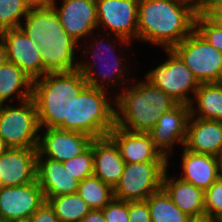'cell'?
Here are the masks:
<instances>
[{
    "label": "cell",
    "instance_id": "19",
    "mask_svg": "<svg viewBox=\"0 0 222 222\" xmlns=\"http://www.w3.org/2000/svg\"><path fill=\"white\" fill-rule=\"evenodd\" d=\"M183 147L193 153L217 156L222 152V121L190 115Z\"/></svg>",
    "mask_w": 222,
    "mask_h": 222
},
{
    "label": "cell",
    "instance_id": "15",
    "mask_svg": "<svg viewBox=\"0 0 222 222\" xmlns=\"http://www.w3.org/2000/svg\"><path fill=\"white\" fill-rule=\"evenodd\" d=\"M37 148H9L0 155V187L20 186L37 180Z\"/></svg>",
    "mask_w": 222,
    "mask_h": 222
},
{
    "label": "cell",
    "instance_id": "3",
    "mask_svg": "<svg viewBox=\"0 0 222 222\" xmlns=\"http://www.w3.org/2000/svg\"><path fill=\"white\" fill-rule=\"evenodd\" d=\"M128 88L115 96V126L128 131L147 133L165 112L179 104L146 80Z\"/></svg>",
    "mask_w": 222,
    "mask_h": 222
},
{
    "label": "cell",
    "instance_id": "22",
    "mask_svg": "<svg viewBox=\"0 0 222 222\" xmlns=\"http://www.w3.org/2000/svg\"><path fill=\"white\" fill-rule=\"evenodd\" d=\"M167 172L166 169L162 179V189L172 202L192 219L205 217L204 190L180 178H172Z\"/></svg>",
    "mask_w": 222,
    "mask_h": 222
},
{
    "label": "cell",
    "instance_id": "37",
    "mask_svg": "<svg viewBox=\"0 0 222 222\" xmlns=\"http://www.w3.org/2000/svg\"><path fill=\"white\" fill-rule=\"evenodd\" d=\"M28 10H38L50 8L53 0H23Z\"/></svg>",
    "mask_w": 222,
    "mask_h": 222
},
{
    "label": "cell",
    "instance_id": "27",
    "mask_svg": "<svg viewBox=\"0 0 222 222\" xmlns=\"http://www.w3.org/2000/svg\"><path fill=\"white\" fill-rule=\"evenodd\" d=\"M152 222H190L192 219L183 213L161 189L146 199Z\"/></svg>",
    "mask_w": 222,
    "mask_h": 222
},
{
    "label": "cell",
    "instance_id": "13",
    "mask_svg": "<svg viewBox=\"0 0 222 222\" xmlns=\"http://www.w3.org/2000/svg\"><path fill=\"white\" fill-rule=\"evenodd\" d=\"M51 7L65 31L77 43L98 28L96 0H62L61 7L53 0Z\"/></svg>",
    "mask_w": 222,
    "mask_h": 222
},
{
    "label": "cell",
    "instance_id": "39",
    "mask_svg": "<svg viewBox=\"0 0 222 222\" xmlns=\"http://www.w3.org/2000/svg\"><path fill=\"white\" fill-rule=\"evenodd\" d=\"M213 27L222 31V15L220 14H201Z\"/></svg>",
    "mask_w": 222,
    "mask_h": 222
},
{
    "label": "cell",
    "instance_id": "2",
    "mask_svg": "<svg viewBox=\"0 0 222 222\" xmlns=\"http://www.w3.org/2000/svg\"><path fill=\"white\" fill-rule=\"evenodd\" d=\"M20 28L40 48L42 76L48 72L72 71L78 68L74 62L75 50L80 46L65 31L55 10H29ZM24 25V26H23Z\"/></svg>",
    "mask_w": 222,
    "mask_h": 222
},
{
    "label": "cell",
    "instance_id": "16",
    "mask_svg": "<svg viewBox=\"0 0 222 222\" xmlns=\"http://www.w3.org/2000/svg\"><path fill=\"white\" fill-rule=\"evenodd\" d=\"M104 40H99L98 38H96V40L92 41L96 44V47L93 45V54H92V58L95 60L93 63H91L90 61L88 62H85V60L82 62V61H79L78 62V70L81 72V74L85 77V80H86V83L91 86V87H95L97 89H103V90H106L108 91L107 89V86L105 85L106 83H110L113 85V88L114 86H118V82L119 83H126V79L125 76V70H127V67H125V65L123 66V63L121 62V60L119 59V57H113L114 59H111V58H106L105 56L110 52V50L113 48L111 47V40L107 41V43L109 44L108 46L106 44H103ZM107 47V48H106ZM98 48V49H97ZM95 49V50H94ZM104 52H106L105 54V61L104 62H101L103 65L102 66H105L103 67L104 69H100L101 71H98L97 72V69L95 70V65L97 64L96 60H98L99 62V59L102 61L101 59V55L103 53L102 50ZM114 49H112V51L109 53L110 56L111 54L113 55ZM107 59V60H106ZM108 59L112 60L111 63L109 65V61ZM90 62V63H89ZM112 65V66H111ZM111 66V68L109 67ZM99 70V69H98ZM98 74V75H97Z\"/></svg>",
    "mask_w": 222,
    "mask_h": 222
},
{
    "label": "cell",
    "instance_id": "31",
    "mask_svg": "<svg viewBox=\"0 0 222 222\" xmlns=\"http://www.w3.org/2000/svg\"><path fill=\"white\" fill-rule=\"evenodd\" d=\"M205 217L218 220L222 216V180L217 179L204 191Z\"/></svg>",
    "mask_w": 222,
    "mask_h": 222
},
{
    "label": "cell",
    "instance_id": "21",
    "mask_svg": "<svg viewBox=\"0 0 222 222\" xmlns=\"http://www.w3.org/2000/svg\"><path fill=\"white\" fill-rule=\"evenodd\" d=\"M93 157V175L114 188L124 172L125 165L115 142L109 136L93 139Z\"/></svg>",
    "mask_w": 222,
    "mask_h": 222
},
{
    "label": "cell",
    "instance_id": "20",
    "mask_svg": "<svg viewBox=\"0 0 222 222\" xmlns=\"http://www.w3.org/2000/svg\"><path fill=\"white\" fill-rule=\"evenodd\" d=\"M37 182L44 198L77 193L79 181L65 169L62 162L37 158Z\"/></svg>",
    "mask_w": 222,
    "mask_h": 222
},
{
    "label": "cell",
    "instance_id": "26",
    "mask_svg": "<svg viewBox=\"0 0 222 222\" xmlns=\"http://www.w3.org/2000/svg\"><path fill=\"white\" fill-rule=\"evenodd\" d=\"M60 222H80L91 208L78 193L45 198Z\"/></svg>",
    "mask_w": 222,
    "mask_h": 222
},
{
    "label": "cell",
    "instance_id": "5",
    "mask_svg": "<svg viewBox=\"0 0 222 222\" xmlns=\"http://www.w3.org/2000/svg\"><path fill=\"white\" fill-rule=\"evenodd\" d=\"M78 69L48 72L33 80L32 98L37 107L40 130L59 128L64 130V101L76 97L87 86Z\"/></svg>",
    "mask_w": 222,
    "mask_h": 222
},
{
    "label": "cell",
    "instance_id": "4",
    "mask_svg": "<svg viewBox=\"0 0 222 222\" xmlns=\"http://www.w3.org/2000/svg\"><path fill=\"white\" fill-rule=\"evenodd\" d=\"M107 96L106 90L89 85L78 96H69L64 101V130L94 139L108 136L115 126V100Z\"/></svg>",
    "mask_w": 222,
    "mask_h": 222
},
{
    "label": "cell",
    "instance_id": "8",
    "mask_svg": "<svg viewBox=\"0 0 222 222\" xmlns=\"http://www.w3.org/2000/svg\"><path fill=\"white\" fill-rule=\"evenodd\" d=\"M164 51L168 53V58L145 74V80L159 87L179 104L190 105L193 99L189 97V92L194 96L200 83L172 49Z\"/></svg>",
    "mask_w": 222,
    "mask_h": 222
},
{
    "label": "cell",
    "instance_id": "14",
    "mask_svg": "<svg viewBox=\"0 0 222 222\" xmlns=\"http://www.w3.org/2000/svg\"><path fill=\"white\" fill-rule=\"evenodd\" d=\"M190 106L178 104L168 112H165L157 124L147 133L150 135L155 147L167 159L174 144L184 146L187 136V125L190 118Z\"/></svg>",
    "mask_w": 222,
    "mask_h": 222
},
{
    "label": "cell",
    "instance_id": "18",
    "mask_svg": "<svg viewBox=\"0 0 222 222\" xmlns=\"http://www.w3.org/2000/svg\"><path fill=\"white\" fill-rule=\"evenodd\" d=\"M108 136L119 148L125 163L169 162L155 147L148 133L132 132L114 126Z\"/></svg>",
    "mask_w": 222,
    "mask_h": 222
},
{
    "label": "cell",
    "instance_id": "6",
    "mask_svg": "<svg viewBox=\"0 0 222 222\" xmlns=\"http://www.w3.org/2000/svg\"><path fill=\"white\" fill-rule=\"evenodd\" d=\"M40 125L31 97L17 107L0 104V136L9 148H37Z\"/></svg>",
    "mask_w": 222,
    "mask_h": 222
},
{
    "label": "cell",
    "instance_id": "24",
    "mask_svg": "<svg viewBox=\"0 0 222 222\" xmlns=\"http://www.w3.org/2000/svg\"><path fill=\"white\" fill-rule=\"evenodd\" d=\"M33 80L16 64L7 61L0 68V104L18 99V103L32 97ZM17 94V95H16ZM13 96V97H12Z\"/></svg>",
    "mask_w": 222,
    "mask_h": 222
},
{
    "label": "cell",
    "instance_id": "47",
    "mask_svg": "<svg viewBox=\"0 0 222 222\" xmlns=\"http://www.w3.org/2000/svg\"><path fill=\"white\" fill-rule=\"evenodd\" d=\"M217 221L218 222H222V216Z\"/></svg>",
    "mask_w": 222,
    "mask_h": 222
},
{
    "label": "cell",
    "instance_id": "25",
    "mask_svg": "<svg viewBox=\"0 0 222 222\" xmlns=\"http://www.w3.org/2000/svg\"><path fill=\"white\" fill-rule=\"evenodd\" d=\"M189 106L191 116L222 121V82L200 83Z\"/></svg>",
    "mask_w": 222,
    "mask_h": 222
},
{
    "label": "cell",
    "instance_id": "30",
    "mask_svg": "<svg viewBox=\"0 0 222 222\" xmlns=\"http://www.w3.org/2000/svg\"><path fill=\"white\" fill-rule=\"evenodd\" d=\"M63 165L79 182L92 176L94 172L93 140L84 152L63 162Z\"/></svg>",
    "mask_w": 222,
    "mask_h": 222
},
{
    "label": "cell",
    "instance_id": "33",
    "mask_svg": "<svg viewBox=\"0 0 222 222\" xmlns=\"http://www.w3.org/2000/svg\"><path fill=\"white\" fill-rule=\"evenodd\" d=\"M102 212L107 222H129V201L113 198Z\"/></svg>",
    "mask_w": 222,
    "mask_h": 222
},
{
    "label": "cell",
    "instance_id": "45",
    "mask_svg": "<svg viewBox=\"0 0 222 222\" xmlns=\"http://www.w3.org/2000/svg\"><path fill=\"white\" fill-rule=\"evenodd\" d=\"M4 30L0 27V39H2Z\"/></svg>",
    "mask_w": 222,
    "mask_h": 222
},
{
    "label": "cell",
    "instance_id": "9",
    "mask_svg": "<svg viewBox=\"0 0 222 222\" xmlns=\"http://www.w3.org/2000/svg\"><path fill=\"white\" fill-rule=\"evenodd\" d=\"M168 162L125 163L124 172L113 188L114 198L124 201L146 200L162 189Z\"/></svg>",
    "mask_w": 222,
    "mask_h": 222
},
{
    "label": "cell",
    "instance_id": "29",
    "mask_svg": "<svg viewBox=\"0 0 222 222\" xmlns=\"http://www.w3.org/2000/svg\"><path fill=\"white\" fill-rule=\"evenodd\" d=\"M28 12L23 0H0V27L3 30L20 27L21 18Z\"/></svg>",
    "mask_w": 222,
    "mask_h": 222
},
{
    "label": "cell",
    "instance_id": "7",
    "mask_svg": "<svg viewBox=\"0 0 222 222\" xmlns=\"http://www.w3.org/2000/svg\"><path fill=\"white\" fill-rule=\"evenodd\" d=\"M172 50L199 83L222 82V52L214 48L195 29Z\"/></svg>",
    "mask_w": 222,
    "mask_h": 222
},
{
    "label": "cell",
    "instance_id": "12",
    "mask_svg": "<svg viewBox=\"0 0 222 222\" xmlns=\"http://www.w3.org/2000/svg\"><path fill=\"white\" fill-rule=\"evenodd\" d=\"M93 139L80 132L45 128L44 135H39L37 158H49L63 163L84 152Z\"/></svg>",
    "mask_w": 222,
    "mask_h": 222
},
{
    "label": "cell",
    "instance_id": "11",
    "mask_svg": "<svg viewBox=\"0 0 222 222\" xmlns=\"http://www.w3.org/2000/svg\"><path fill=\"white\" fill-rule=\"evenodd\" d=\"M45 201L37 180L12 187H0V220H27Z\"/></svg>",
    "mask_w": 222,
    "mask_h": 222
},
{
    "label": "cell",
    "instance_id": "43",
    "mask_svg": "<svg viewBox=\"0 0 222 222\" xmlns=\"http://www.w3.org/2000/svg\"><path fill=\"white\" fill-rule=\"evenodd\" d=\"M9 146L5 143V140L0 136V155L6 152Z\"/></svg>",
    "mask_w": 222,
    "mask_h": 222
},
{
    "label": "cell",
    "instance_id": "40",
    "mask_svg": "<svg viewBox=\"0 0 222 222\" xmlns=\"http://www.w3.org/2000/svg\"><path fill=\"white\" fill-rule=\"evenodd\" d=\"M7 61H8L7 48H6L5 42L2 39H0V68Z\"/></svg>",
    "mask_w": 222,
    "mask_h": 222
},
{
    "label": "cell",
    "instance_id": "38",
    "mask_svg": "<svg viewBox=\"0 0 222 222\" xmlns=\"http://www.w3.org/2000/svg\"><path fill=\"white\" fill-rule=\"evenodd\" d=\"M80 222H107L102 209H91Z\"/></svg>",
    "mask_w": 222,
    "mask_h": 222
},
{
    "label": "cell",
    "instance_id": "1",
    "mask_svg": "<svg viewBox=\"0 0 222 222\" xmlns=\"http://www.w3.org/2000/svg\"><path fill=\"white\" fill-rule=\"evenodd\" d=\"M198 12L188 0H139L137 40L172 49L195 29Z\"/></svg>",
    "mask_w": 222,
    "mask_h": 222
},
{
    "label": "cell",
    "instance_id": "28",
    "mask_svg": "<svg viewBox=\"0 0 222 222\" xmlns=\"http://www.w3.org/2000/svg\"><path fill=\"white\" fill-rule=\"evenodd\" d=\"M77 193L91 209H103L114 198L113 188L95 175L79 182Z\"/></svg>",
    "mask_w": 222,
    "mask_h": 222
},
{
    "label": "cell",
    "instance_id": "41",
    "mask_svg": "<svg viewBox=\"0 0 222 222\" xmlns=\"http://www.w3.org/2000/svg\"><path fill=\"white\" fill-rule=\"evenodd\" d=\"M216 159H217L218 179L222 180V152L216 156Z\"/></svg>",
    "mask_w": 222,
    "mask_h": 222
},
{
    "label": "cell",
    "instance_id": "42",
    "mask_svg": "<svg viewBox=\"0 0 222 222\" xmlns=\"http://www.w3.org/2000/svg\"><path fill=\"white\" fill-rule=\"evenodd\" d=\"M190 222H218V221L216 219L202 217V218H193L190 220Z\"/></svg>",
    "mask_w": 222,
    "mask_h": 222
},
{
    "label": "cell",
    "instance_id": "17",
    "mask_svg": "<svg viewBox=\"0 0 222 222\" xmlns=\"http://www.w3.org/2000/svg\"><path fill=\"white\" fill-rule=\"evenodd\" d=\"M2 40L7 48L9 62L16 64L32 80L42 77L40 48L20 27L5 29Z\"/></svg>",
    "mask_w": 222,
    "mask_h": 222
},
{
    "label": "cell",
    "instance_id": "10",
    "mask_svg": "<svg viewBox=\"0 0 222 222\" xmlns=\"http://www.w3.org/2000/svg\"><path fill=\"white\" fill-rule=\"evenodd\" d=\"M96 4L98 29L110 30L125 46L137 40L139 0H96Z\"/></svg>",
    "mask_w": 222,
    "mask_h": 222
},
{
    "label": "cell",
    "instance_id": "23",
    "mask_svg": "<svg viewBox=\"0 0 222 222\" xmlns=\"http://www.w3.org/2000/svg\"><path fill=\"white\" fill-rule=\"evenodd\" d=\"M182 173L180 179L207 190L217 179V159L209 154H197L182 147Z\"/></svg>",
    "mask_w": 222,
    "mask_h": 222
},
{
    "label": "cell",
    "instance_id": "32",
    "mask_svg": "<svg viewBox=\"0 0 222 222\" xmlns=\"http://www.w3.org/2000/svg\"><path fill=\"white\" fill-rule=\"evenodd\" d=\"M195 30L214 48L222 52V31L213 27L199 12L195 17Z\"/></svg>",
    "mask_w": 222,
    "mask_h": 222
},
{
    "label": "cell",
    "instance_id": "35",
    "mask_svg": "<svg viewBox=\"0 0 222 222\" xmlns=\"http://www.w3.org/2000/svg\"><path fill=\"white\" fill-rule=\"evenodd\" d=\"M29 220L30 222H60L47 201L43 202Z\"/></svg>",
    "mask_w": 222,
    "mask_h": 222
},
{
    "label": "cell",
    "instance_id": "44",
    "mask_svg": "<svg viewBox=\"0 0 222 222\" xmlns=\"http://www.w3.org/2000/svg\"><path fill=\"white\" fill-rule=\"evenodd\" d=\"M188 1L193 2L199 8V5L203 0H188Z\"/></svg>",
    "mask_w": 222,
    "mask_h": 222
},
{
    "label": "cell",
    "instance_id": "36",
    "mask_svg": "<svg viewBox=\"0 0 222 222\" xmlns=\"http://www.w3.org/2000/svg\"><path fill=\"white\" fill-rule=\"evenodd\" d=\"M199 13L222 15V0H203L199 5Z\"/></svg>",
    "mask_w": 222,
    "mask_h": 222
},
{
    "label": "cell",
    "instance_id": "34",
    "mask_svg": "<svg viewBox=\"0 0 222 222\" xmlns=\"http://www.w3.org/2000/svg\"><path fill=\"white\" fill-rule=\"evenodd\" d=\"M129 222H152L146 200L129 201Z\"/></svg>",
    "mask_w": 222,
    "mask_h": 222
},
{
    "label": "cell",
    "instance_id": "46",
    "mask_svg": "<svg viewBox=\"0 0 222 222\" xmlns=\"http://www.w3.org/2000/svg\"><path fill=\"white\" fill-rule=\"evenodd\" d=\"M14 222H30V220L27 219V220H20V221H14Z\"/></svg>",
    "mask_w": 222,
    "mask_h": 222
}]
</instances>
